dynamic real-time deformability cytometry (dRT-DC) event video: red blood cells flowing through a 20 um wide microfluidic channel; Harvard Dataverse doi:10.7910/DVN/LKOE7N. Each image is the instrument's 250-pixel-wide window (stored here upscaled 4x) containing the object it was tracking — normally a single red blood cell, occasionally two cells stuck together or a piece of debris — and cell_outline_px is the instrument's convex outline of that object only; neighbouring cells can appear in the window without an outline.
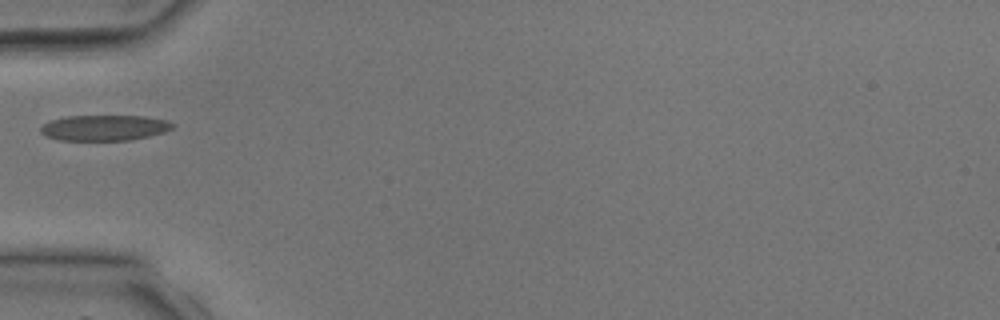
{"species": "common noctule bat (a hibernating species)", "species_latin": "Nyctalus noctula", "temperature_condition": "room temperature", "stored_images_in_passage": 4, "camera_frame_rate_fps": 3000, "um_per_image_px": 0.085, "animal": {"sex": "male", "body_mass_g": 17.9, "forearm_length_mm": 54.2}, "frame": {"image": 1, "passage_image": 4, "time_ms": 4.0, "image_size_px": [1000, 320], "cell_outline_px": [[176, 124], [172, 128], [164, 132], [132, 140], [56, 140], [44, 136], [40, 132], [40, 128], [44, 124], [52, 120], [68, 116], [144, 116], [168, 120]], "centroid_in_image_um": [8.88, 10.86], "position_along_channel_um": 76.1, "area_um2": 19.77}}